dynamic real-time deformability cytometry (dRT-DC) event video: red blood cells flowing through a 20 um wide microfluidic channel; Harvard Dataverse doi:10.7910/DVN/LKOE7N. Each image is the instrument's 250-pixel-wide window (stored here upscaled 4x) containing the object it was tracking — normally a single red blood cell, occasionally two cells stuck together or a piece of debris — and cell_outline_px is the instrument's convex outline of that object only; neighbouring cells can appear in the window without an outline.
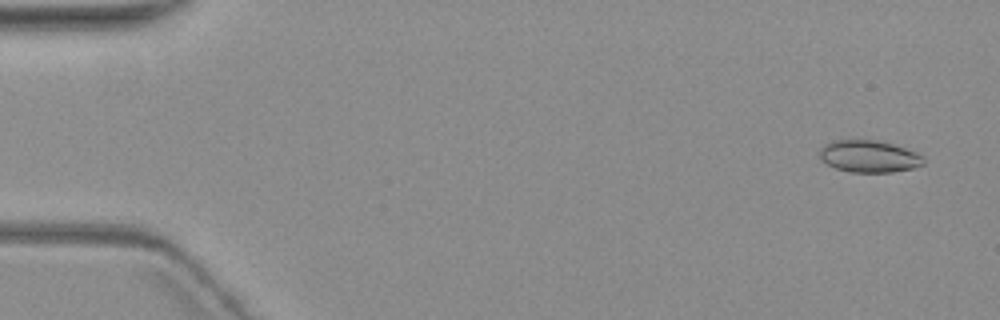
{"species": "common noctule bat (a hibernating species)", "species_latin": "Nyctalus noctula", "temperature_condition": "warm", "stored_images_in_passage": 5, "camera_frame_rate_fps": 3000, "um_per_image_px": 0.085, "animal": {"sex": "female", "body_mass_g": 19.3, "forearm_length_mm": 54.1}, "frame": {"image": 1, "passage_image": 1, "time_ms": 0.0, "image_size_px": [1000, 320], "cell_outline_px": [[924, 164], [912, 168], [892, 172], [852, 172], [836, 168], [820, 160], [820, 148], [824, 144], [832, 140], [880, 140], [916, 152], [924, 156]], "centroid_in_image_um": [73.86, 13.28], "position_along_channel_um": 11.1, "area_um2": 19.42}}
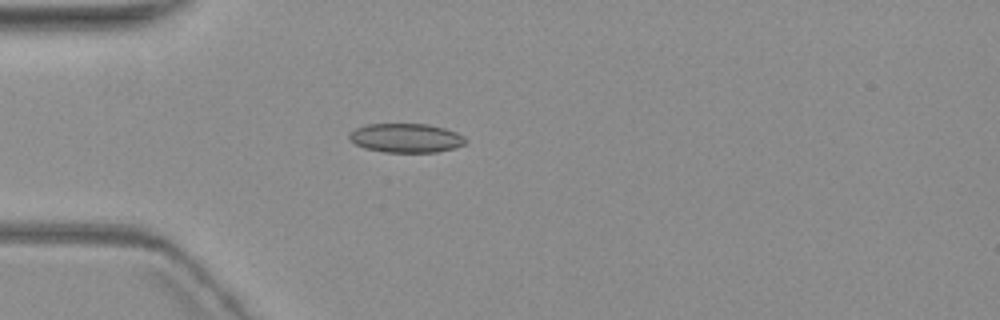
{"frame": {"image": 2, "passage_image": 5, "time_ms": 4.667, "image_size_px": [1000, 320], "cell_outline_px": [[468, 140], [464, 144], [456, 148], [436, 152], [384, 152], [364, 148], [348, 140], [348, 132], [356, 128], [368, 124], [428, 124], [444, 128], [456, 132], [464, 136]], "centroid_in_image_um": [34.5, 11.73], "position_along_channel_um": 50.5, "area_um2": 19.88}}